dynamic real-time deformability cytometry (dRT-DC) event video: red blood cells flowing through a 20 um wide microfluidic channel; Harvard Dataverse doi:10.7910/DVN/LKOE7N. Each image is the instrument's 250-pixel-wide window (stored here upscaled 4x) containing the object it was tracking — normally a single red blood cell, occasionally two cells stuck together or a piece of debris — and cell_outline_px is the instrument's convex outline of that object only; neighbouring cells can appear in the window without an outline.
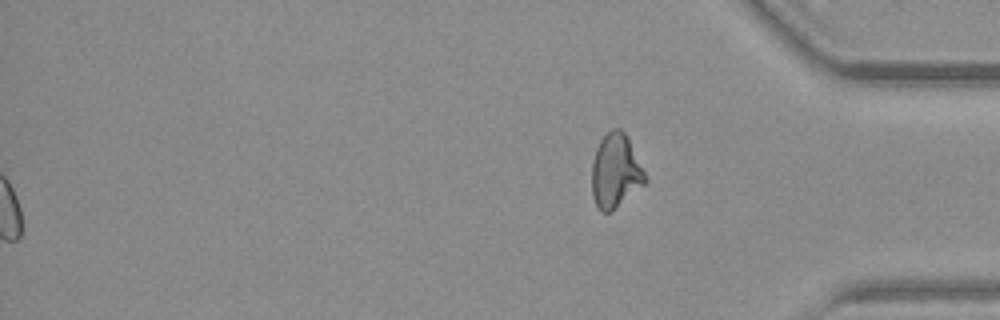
{"species": "common noctule bat (a hibernating species)", "species_latin": "Nyctalus noctula", "temperature_condition": "warm", "stored_images_in_passage": 45, "segment_of_instrument_passage": [2, 2], "camera_frame_rate_fps": 3000, "um_per_image_px": 0.085, "animal": {"sex": "female", "body_mass_g": 19.3, "forearm_length_mm": 54.1}, "frame": {"image": 1, "passage_image": 45, "time_ms": 14.667, "image_size_px": [1000, 320], "cell_outline_px": [[648, 180], [644, 184], [612, 212], [600, 212], [592, 196], [592, 164], [596, 148], [600, 140], [612, 128], [620, 128], [624, 132], [648, 176]], "centroid_in_image_um": [52.32, 14.56], "position_along_channel_um": 382.9, "area_um2": 23.06}}